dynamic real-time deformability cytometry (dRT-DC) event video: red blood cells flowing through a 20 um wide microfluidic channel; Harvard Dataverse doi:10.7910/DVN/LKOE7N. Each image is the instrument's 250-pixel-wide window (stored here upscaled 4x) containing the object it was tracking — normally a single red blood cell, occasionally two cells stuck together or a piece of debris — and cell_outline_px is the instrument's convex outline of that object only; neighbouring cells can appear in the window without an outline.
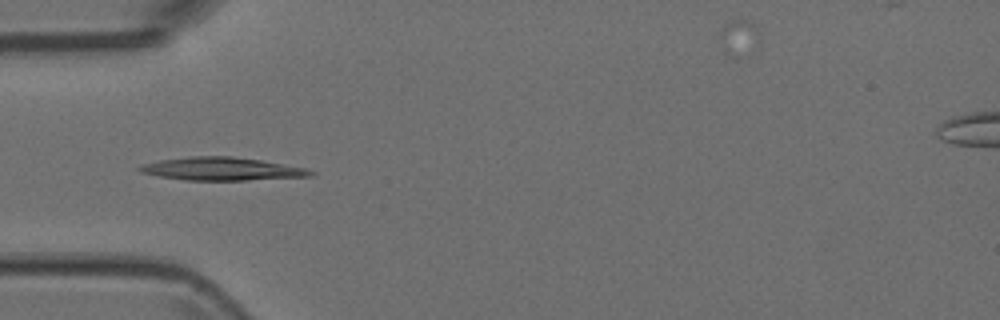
{"species": "Egyptian fruit bat (a non-hibernating species)", "species_latin": "Rousettus aegyptiacus", "temperature_condition": "room temperature", "stored_images_in_passage": 7, "camera_frame_rate_fps": 3000, "um_per_image_px": 0.085, "animal": {"sex": "female"}, "frame": {"image": 1, "passage_image": 5, "time_ms": 1.333, "image_size_px": [1000, 320], "cell_outline_px": [[316, 172], [312, 176], [244, 180], [184, 180], [160, 176], [140, 172], [136, 168], [144, 164], [160, 160], [188, 156], [232, 156], [260, 160], [304, 168]], "centroid_in_image_um": [18.82, 14.35], "position_along_channel_um": 66.2, "area_um2": 22.72}}
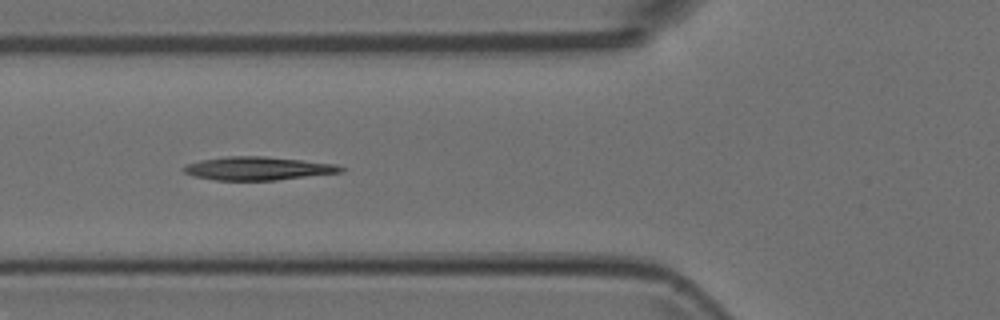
{"frame": {"image": 2, "passage_image": 6, "time_ms": 1.667, "image_size_px": [1000, 320], "cell_outline_px": [[344, 168], [340, 172], [276, 180], [216, 180], [192, 176], [184, 172], [180, 168], [188, 164], [200, 160], [228, 156], [264, 156], [336, 164]], "centroid_in_image_um": [21.85, 14.31], "position_along_channel_um": 103.9, "area_um2": 21.15}}
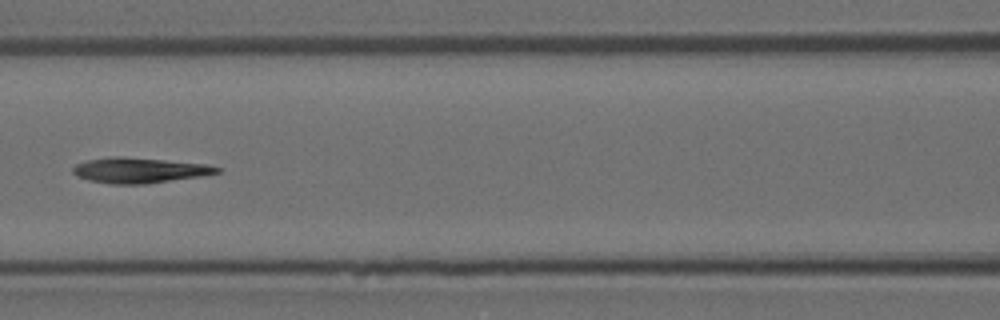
{"frame": {"image": 3, "passage_image": 7, "time_ms": 2.0, "image_size_px": [1000, 320], "cell_outline_px": [[220, 172], [204, 176], [148, 184], [112, 184], [88, 180], [76, 176], [72, 172], [72, 168], [76, 164], [88, 160], [116, 156], [120, 156], [208, 164], [220, 168]], "centroid_in_image_um": [11.87, 14.48], "position_along_channel_um": 154.7, "area_um2": 21.39}}